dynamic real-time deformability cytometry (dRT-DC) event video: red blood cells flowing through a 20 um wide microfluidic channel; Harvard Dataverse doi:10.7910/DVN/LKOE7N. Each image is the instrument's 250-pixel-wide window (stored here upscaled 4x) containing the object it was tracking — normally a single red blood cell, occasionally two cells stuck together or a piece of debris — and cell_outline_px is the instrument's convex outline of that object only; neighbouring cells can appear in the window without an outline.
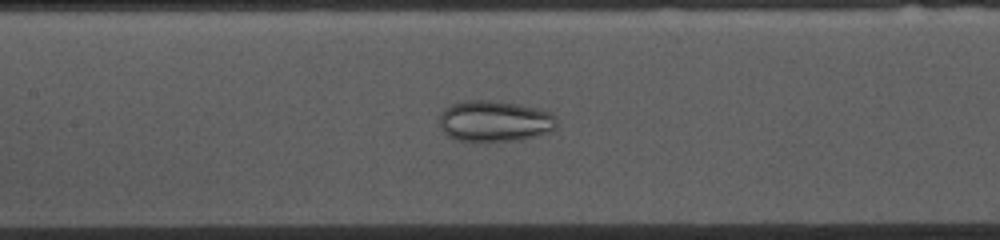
{"species": "common noctule bat (a hibernating species)", "species_latin": "Nyctalus noctula", "temperature_condition": "cold", "stored_images_in_passage": 53, "camera_frame_rate_fps": 3000, "um_per_image_px": 0.085, "animal": {"sex": "female", "body_mass_g": 10.0, "forearm_length_mm": 53.1}, "frame": {"image": 1, "passage_image": 23, "time_ms": 7.333, "image_size_px": [1000, 240], "cell_outline_px": [[556, 128], [552, 132], [520, 140], [456, 140], [448, 136], [440, 128], [440, 112], [444, 108], [452, 104], [464, 100], [488, 100], [520, 104], [552, 112], [556, 116]], "centroid_in_image_um": [42.07, 10.28], "position_along_channel_um": 165.3, "area_um2": 28.21}}
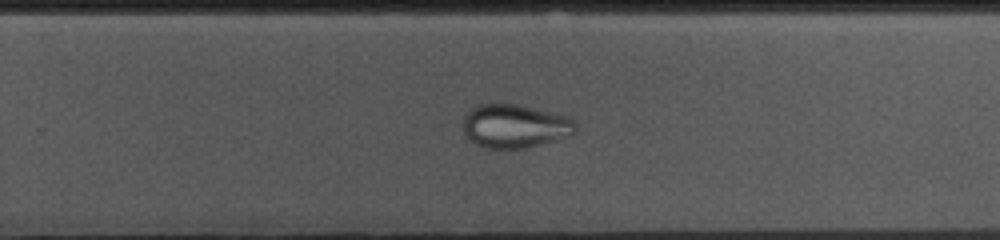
{"frame": {"image": 2, "passage_image": 33, "time_ms": 10.667, "image_size_px": [1000, 240], "cell_outline_px": [[576, 132], [572, 136], [524, 148], [488, 148], [476, 144], [464, 132], [464, 116], [472, 108], [480, 104], [516, 104], [572, 116], [576, 124]], "centroid_in_image_um": [43.84, 10.71], "position_along_channel_um": 286.0, "area_um2": 28.61}}
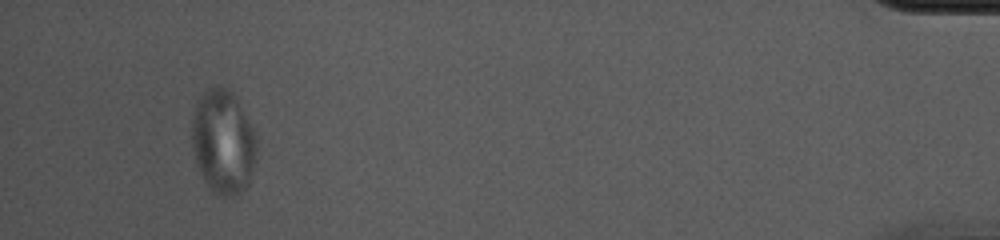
{"frame": {"image": 3, "passage_image": 50, "time_ms": 16.333, "image_size_px": [1000, 240], "cell_outline_px": [[256, 156], [252, 172], [248, 184], [240, 196], [224, 196], [212, 192], [204, 180], [196, 164], [192, 148], [192, 120], [196, 104], [200, 96], [208, 88], [228, 88], [236, 96], [256, 132]], "centroid_in_image_um": [18.98, 12.08], "position_along_channel_um": 416.2, "area_um2": 39.59}}